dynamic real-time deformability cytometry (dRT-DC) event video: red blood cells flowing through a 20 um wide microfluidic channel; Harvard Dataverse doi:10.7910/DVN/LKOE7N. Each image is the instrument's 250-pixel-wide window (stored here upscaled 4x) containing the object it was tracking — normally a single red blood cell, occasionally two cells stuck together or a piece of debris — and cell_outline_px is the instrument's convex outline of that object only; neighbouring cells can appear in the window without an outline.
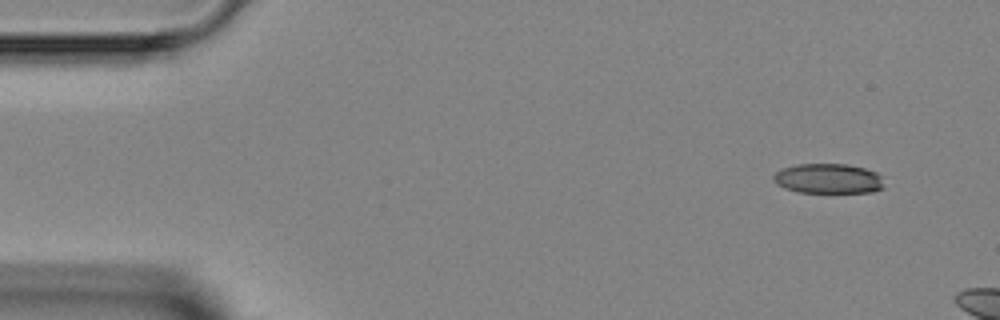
{"species": "Egyptian fruit bat (a non-hibernating species)", "species_latin": "Rousettus aegyptiacus", "temperature_condition": "room temperature", "stored_images_in_passage": 3, "camera_frame_rate_fps": 3000, "um_per_image_px": 0.085, "animal": {"sex": "female"}, "frame": {"image": 1, "passage_image": 1, "time_ms": 0.0, "image_size_px": [1000, 320], "cell_outline_px": [[884, 188], [872, 192], [796, 192], [784, 188], [776, 184], [772, 180], [772, 176], [776, 172], [784, 168], [796, 164], [848, 164], [864, 168], [876, 172], [880, 176]], "centroid_in_image_um": [70.37, 15.18], "position_along_channel_um": 14.6, "area_um2": 19.31}}